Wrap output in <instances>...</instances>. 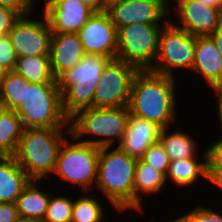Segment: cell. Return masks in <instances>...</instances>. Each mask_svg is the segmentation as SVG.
<instances>
[{
    "label": "cell",
    "mask_w": 222,
    "mask_h": 222,
    "mask_svg": "<svg viewBox=\"0 0 222 222\" xmlns=\"http://www.w3.org/2000/svg\"><path fill=\"white\" fill-rule=\"evenodd\" d=\"M94 12L81 0H57L43 14L52 33H78Z\"/></svg>",
    "instance_id": "9a60e30c"
},
{
    "label": "cell",
    "mask_w": 222,
    "mask_h": 222,
    "mask_svg": "<svg viewBox=\"0 0 222 222\" xmlns=\"http://www.w3.org/2000/svg\"><path fill=\"white\" fill-rule=\"evenodd\" d=\"M51 194L43 222H71L73 199L64 195Z\"/></svg>",
    "instance_id": "83f0119b"
},
{
    "label": "cell",
    "mask_w": 222,
    "mask_h": 222,
    "mask_svg": "<svg viewBox=\"0 0 222 222\" xmlns=\"http://www.w3.org/2000/svg\"><path fill=\"white\" fill-rule=\"evenodd\" d=\"M44 1V6H43V10H42V12L44 11V10H46L50 5H52L53 3H55L57 0H43ZM31 4H32V6L35 8V0H31Z\"/></svg>",
    "instance_id": "60d3db41"
},
{
    "label": "cell",
    "mask_w": 222,
    "mask_h": 222,
    "mask_svg": "<svg viewBox=\"0 0 222 222\" xmlns=\"http://www.w3.org/2000/svg\"><path fill=\"white\" fill-rule=\"evenodd\" d=\"M175 26L193 36H210L222 25V9L199 0H175Z\"/></svg>",
    "instance_id": "4fadbf2b"
},
{
    "label": "cell",
    "mask_w": 222,
    "mask_h": 222,
    "mask_svg": "<svg viewBox=\"0 0 222 222\" xmlns=\"http://www.w3.org/2000/svg\"><path fill=\"white\" fill-rule=\"evenodd\" d=\"M203 156L201 161L199 158H187L170 161L167 173L165 174L166 183H170L185 189L194 186L200 179L206 181L207 165H206V152H202ZM201 177V178H200ZM172 181V182H171Z\"/></svg>",
    "instance_id": "7402d4cb"
},
{
    "label": "cell",
    "mask_w": 222,
    "mask_h": 222,
    "mask_svg": "<svg viewBox=\"0 0 222 222\" xmlns=\"http://www.w3.org/2000/svg\"><path fill=\"white\" fill-rule=\"evenodd\" d=\"M210 36L215 41L217 48L222 56V25Z\"/></svg>",
    "instance_id": "f35d334b"
},
{
    "label": "cell",
    "mask_w": 222,
    "mask_h": 222,
    "mask_svg": "<svg viewBox=\"0 0 222 222\" xmlns=\"http://www.w3.org/2000/svg\"><path fill=\"white\" fill-rule=\"evenodd\" d=\"M166 186L165 175L142 159H137L134 178V211L145 212L142 203L143 196L157 194ZM143 194V195H142Z\"/></svg>",
    "instance_id": "ffe728a7"
},
{
    "label": "cell",
    "mask_w": 222,
    "mask_h": 222,
    "mask_svg": "<svg viewBox=\"0 0 222 222\" xmlns=\"http://www.w3.org/2000/svg\"><path fill=\"white\" fill-rule=\"evenodd\" d=\"M161 129L154 122L130 115L126 133L119 147L131 157L141 159L145 151L158 142Z\"/></svg>",
    "instance_id": "ac0fdd59"
},
{
    "label": "cell",
    "mask_w": 222,
    "mask_h": 222,
    "mask_svg": "<svg viewBox=\"0 0 222 222\" xmlns=\"http://www.w3.org/2000/svg\"><path fill=\"white\" fill-rule=\"evenodd\" d=\"M116 1H120V0H104L105 6H109L111 3L116 2Z\"/></svg>",
    "instance_id": "b9f144b4"
},
{
    "label": "cell",
    "mask_w": 222,
    "mask_h": 222,
    "mask_svg": "<svg viewBox=\"0 0 222 222\" xmlns=\"http://www.w3.org/2000/svg\"><path fill=\"white\" fill-rule=\"evenodd\" d=\"M62 143L52 174L88 192L95 186L100 148L77 140L71 134ZM71 139H73L71 141ZM90 189V190H89Z\"/></svg>",
    "instance_id": "52a82bcc"
},
{
    "label": "cell",
    "mask_w": 222,
    "mask_h": 222,
    "mask_svg": "<svg viewBox=\"0 0 222 222\" xmlns=\"http://www.w3.org/2000/svg\"><path fill=\"white\" fill-rule=\"evenodd\" d=\"M13 71L29 83L58 82L51 69L50 55L17 57Z\"/></svg>",
    "instance_id": "d4e9b609"
},
{
    "label": "cell",
    "mask_w": 222,
    "mask_h": 222,
    "mask_svg": "<svg viewBox=\"0 0 222 222\" xmlns=\"http://www.w3.org/2000/svg\"><path fill=\"white\" fill-rule=\"evenodd\" d=\"M26 128H70L58 82L25 85L24 102L15 110Z\"/></svg>",
    "instance_id": "5b68a950"
},
{
    "label": "cell",
    "mask_w": 222,
    "mask_h": 222,
    "mask_svg": "<svg viewBox=\"0 0 222 222\" xmlns=\"http://www.w3.org/2000/svg\"><path fill=\"white\" fill-rule=\"evenodd\" d=\"M216 211L200 204L170 222H222V214Z\"/></svg>",
    "instance_id": "f1b7e54d"
},
{
    "label": "cell",
    "mask_w": 222,
    "mask_h": 222,
    "mask_svg": "<svg viewBox=\"0 0 222 222\" xmlns=\"http://www.w3.org/2000/svg\"><path fill=\"white\" fill-rule=\"evenodd\" d=\"M32 14L21 16L9 31L8 37L17 57L50 55L52 30L45 15L32 19Z\"/></svg>",
    "instance_id": "7c38bea8"
},
{
    "label": "cell",
    "mask_w": 222,
    "mask_h": 222,
    "mask_svg": "<svg viewBox=\"0 0 222 222\" xmlns=\"http://www.w3.org/2000/svg\"><path fill=\"white\" fill-rule=\"evenodd\" d=\"M168 4H171L174 0H172V2H171V0H165Z\"/></svg>",
    "instance_id": "f6af8a7d"
},
{
    "label": "cell",
    "mask_w": 222,
    "mask_h": 222,
    "mask_svg": "<svg viewBox=\"0 0 222 222\" xmlns=\"http://www.w3.org/2000/svg\"><path fill=\"white\" fill-rule=\"evenodd\" d=\"M85 54L104 55L116 59L118 47L117 29L108 12H94L79 30Z\"/></svg>",
    "instance_id": "5bb4252c"
},
{
    "label": "cell",
    "mask_w": 222,
    "mask_h": 222,
    "mask_svg": "<svg viewBox=\"0 0 222 222\" xmlns=\"http://www.w3.org/2000/svg\"><path fill=\"white\" fill-rule=\"evenodd\" d=\"M175 77L150 70H139L134 77L130 101V115L154 122L162 129L178 123Z\"/></svg>",
    "instance_id": "6da1fadb"
},
{
    "label": "cell",
    "mask_w": 222,
    "mask_h": 222,
    "mask_svg": "<svg viewBox=\"0 0 222 222\" xmlns=\"http://www.w3.org/2000/svg\"><path fill=\"white\" fill-rule=\"evenodd\" d=\"M21 16L16 10L0 7V37L8 35Z\"/></svg>",
    "instance_id": "d6a6232c"
},
{
    "label": "cell",
    "mask_w": 222,
    "mask_h": 222,
    "mask_svg": "<svg viewBox=\"0 0 222 222\" xmlns=\"http://www.w3.org/2000/svg\"><path fill=\"white\" fill-rule=\"evenodd\" d=\"M99 201L88 192H82L80 198L73 199L71 222H105V207Z\"/></svg>",
    "instance_id": "4316f807"
},
{
    "label": "cell",
    "mask_w": 222,
    "mask_h": 222,
    "mask_svg": "<svg viewBox=\"0 0 222 222\" xmlns=\"http://www.w3.org/2000/svg\"><path fill=\"white\" fill-rule=\"evenodd\" d=\"M139 69L122 60L112 59L103 68L94 92L93 107L118 108L128 106L134 77Z\"/></svg>",
    "instance_id": "30bf717a"
},
{
    "label": "cell",
    "mask_w": 222,
    "mask_h": 222,
    "mask_svg": "<svg viewBox=\"0 0 222 222\" xmlns=\"http://www.w3.org/2000/svg\"><path fill=\"white\" fill-rule=\"evenodd\" d=\"M191 71L203 77L209 89L222 88V56L211 36L197 37Z\"/></svg>",
    "instance_id": "2e32d148"
},
{
    "label": "cell",
    "mask_w": 222,
    "mask_h": 222,
    "mask_svg": "<svg viewBox=\"0 0 222 222\" xmlns=\"http://www.w3.org/2000/svg\"><path fill=\"white\" fill-rule=\"evenodd\" d=\"M211 91H214L217 96L216 97L217 102L215 104H216L217 112H218L217 116H218L219 122L221 123L220 125L222 129V88H215V89H212Z\"/></svg>",
    "instance_id": "74e56055"
},
{
    "label": "cell",
    "mask_w": 222,
    "mask_h": 222,
    "mask_svg": "<svg viewBox=\"0 0 222 222\" xmlns=\"http://www.w3.org/2000/svg\"><path fill=\"white\" fill-rule=\"evenodd\" d=\"M110 60L104 55L85 54L78 64L57 79L68 118L81 109L93 107L94 92Z\"/></svg>",
    "instance_id": "8992f818"
},
{
    "label": "cell",
    "mask_w": 222,
    "mask_h": 222,
    "mask_svg": "<svg viewBox=\"0 0 222 222\" xmlns=\"http://www.w3.org/2000/svg\"><path fill=\"white\" fill-rule=\"evenodd\" d=\"M149 222H157V220L155 221L154 219H149Z\"/></svg>",
    "instance_id": "bcb514c9"
},
{
    "label": "cell",
    "mask_w": 222,
    "mask_h": 222,
    "mask_svg": "<svg viewBox=\"0 0 222 222\" xmlns=\"http://www.w3.org/2000/svg\"><path fill=\"white\" fill-rule=\"evenodd\" d=\"M199 1L206 5L222 9V0H199Z\"/></svg>",
    "instance_id": "ab89813d"
},
{
    "label": "cell",
    "mask_w": 222,
    "mask_h": 222,
    "mask_svg": "<svg viewBox=\"0 0 222 222\" xmlns=\"http://www.w3.org/2000/svg\"><path fill=\"white\" fill-rule=\"evenodd\" d=\"M66 135L69 137L70 128H26L14 158L32 180L52 178Z\"/></svg>",
    "instance_id": "3957f363"
},
{
    "label": "cell",
    "mask_w": 222,
    "mask_h": 222,
    "mask_svg": "<svg viewBox=\"0 0 222 222\" xmlns=\"http://www.w3.org/2000/svg\"><path fill=\"white\" fill-rule=\"evenodd\" d=\"M31 180L14 156H0V203H16Z\"/></svg>",
    "instance_id": "d6986e66"
},
{
    "label": "cell",
    "mask_w": 222,
    "mask_h": 222,
    "mask_svg": "<svg viewBox=\"0 0 222 222\" xmlns=\"http://www.w3.org/2000/svg\"><path fill=\"white\" fill-rule=\"evenodd\" d=\"M5 71L0 67V81L3 79Z\"/></svg>",
    "instance_id": "7bdbcfd3"
},
{
    "label": "cell",
    "mask_w": 222,
    "mask_h": 222,
    "mask_svg": "<svg viewBox=\"0 0 222 222\" xmlns=\"http://www.w3.org/2000/svg\"><path fill=\"white\" fill-rule=\"evenodd\" d=\"M170 19L159 35L158 53L150 71L176 78V70H192L197 36L175 26ZM175 75V76H174Z\"/></svg>",
    "instance_id": "ba28073f"
},
{
    "label": "cell",
    "mask_w": 222,
    "mask_h": 222,
    "mask_svg": "<svg viewBox=\"0 0 222 222\" xmlns=\"http://www.w3.org/2000/svg\"><path fill=\"white\" fill-rule=\"evenodd\" d=\"M41 182L42 180H31L17 198L16 206L20 219L43 222L52 193L40 189Z\"/></svg>",
    "instance_id": "44dd1931"
},
{
    "label": "cell",
    "mask_w": 222,
    "mask_h": 222,
    "mask_svg": "<svg viewBox=\"0 0 222 222\" xmlns=\"http://www.w3.org/2000/svg\"><path fill=\"white\" fill-rule=\"evenodd\" d=\"M0 7L16 10L22 16L32 14L35 10L31 4V0H0Z\"/></svg>",
    "instance_id": "836d02e7"
},
{
    "label": "cell",
    "mask_w": 222,
    "mask_h": 222,
    "mask_svg": "<svg viewBox=\"0 0 222 222\" xmlns=\"http://www.w3.org/2000/svg\"><path fill=\"white\" fill-rule=\"evenodd\" d=\"M25 85L29 82L14 71H5L0 81V107L16 110L24 102Z\"/></svg>",
    "instance_id": "484cf974"
},
{
    "label": "cell",
    "mask_w": 222,
    "mask_h": 222,
    "mask_svg": "<svg viewBox=\"0 0 222 222\" xmlns=\"http://www.w3.org/2000/svg\"><path fill=\"white\" fill-rule=\"evenodd\" d=\"M207 170H222V136L205 149Z\"/></svg>",
    "instance_id": "1f68e13d"
},
{
    "label": "cell",
    "mask_w": 222,
    "mask_h": 222,
    "mask_svg": "<svg viewBox=\"0 0 222 222\" xmlns=\"http://www.w3.org/2000/svg\"><path fill=\"white\" fill-rule=\"evenodd\" d=\"M16 222H36V221H33V220H25V219H19L18 221Z\"/></svg>",
    "instance_id": "ee69618b"
},
{
    "label": "cell",
    "mask_w": 222,
    "mask_h": 222,
    "mask_svg": "<svg viewBox=\"0 0 222 222\" xmlns=\"http://www.w3.org/2000/svg\"><path fill=\"white\" fill-rule=\"evenodd\" d=\"M17 55L8 35L0 37V67L4 71H13Z\"/></svg>",
    "instance_id": "4dcf8cb0"
},
{
    "label": "cell",
    "mask_w": 222,
    "mask_h": 222,
    "mask_svg": "<svg viewBox=\"0 0 222 222\" xmlns=\"http://www.w3.org/2000/svg\"><path fill=\"white\" fill-rule=\"evenodd\" d=\"M206 181L222 191V170H207Z\"/></svg>",
    "instance_id": "d590c367"
},
{
    "label": "cell",
    "mask_w": 222,
    "mask_h": 222,
    "mask_svg": "<svg viewBox=\"0 0 222 222\" xmlns=\"http://www.w3.org/2000/svg\"><path fill=\"white\" fill-rule=\"evenodd\" d=\"M24 127L15 110L0 107V156H14Z\"/></svg>",
    "instance_id": "cb8c5ba5"
},
{
    "label": "cell",
    "mask_w": 222,
    "mask_h": 222,
    "mask_svg": "<svg viewBox=\"0 0 222 222\" xmlns=\"http://www.w3.org/2000/svg\"><path fill=\"white\" fill-rule=\"evenodd\" d=\"M165 0H120L107 6L106 11L118 30L131 24H163L172 11Z\"/></svg>",
    "instance_id": "8fae6325"
},
{
    "label": "cell",
    "mask_w": 222,
    "mask_h": 222,
    "mask_svg": "<svg viewBox=\"0 0 222 222\" xmlns=\"http://www.w3.org/2000/svg\"><path fill=\"white\" fill-rule=\"evenodd\" d=\"M141 159L148 165H151L158 171H161L164 175L167 173L168 167L170 165L169 156L159 141L152 144L145 151Z\"/></svg>",
    "instance_id": "f546056e"
},
{
    "label": "cell",
    "mask_w": 222,
    "mask_h": 222,
    "mask_svg": "<svg viewBox=\"0 0 222 222\" xmlns=\"http://www.w3.org/2000/svg\"><path fill=\"white\" fill-rule=\"evenodd\" d=\"M19 219L16 203H0V222H16Z\"/></svg>",
    "instance_id": "e575fe53"
},
{
    "label": "cell",
    "mask_w": 222,
    "mask_h": 222,
    "mask_svg": "<svg viewBox=\"0 0 222 222\" xmlns=\"http://www.w3.org/2000/svg\"><path fill=\"white\" fill-rule=\"evenodd\" d=\"M129 117L128 106L81 109L69 118L70 134L81 142L99 148L119 146L126 133ZM84 136L87 139H83ZM88 136H91L90 139Z\"/></svg>",
    "instance_id": "277c9868"
},
{
    "label": "cell",
    "mask_w": 222,
    "mask_h": 222,
    "mask_svg": "<svg viewBox=\"0 0 222 222\" xmlns=\"http://www.w3.org/2000/svg\"><path fill=\"white\" fill-rule=\"evenodd\" d=\"M84 55L78 33H52L50 64L56 79L78 64Z\"/></svg>",
    "instance_id": "e0dca14e"
},
{
    "label": "cell",
    "mask_w": 222,
    "mask_h": 222,
    "mask_svg": "<svg viewBox=\"0 0 222 222\" xmlns=\"http://www.w3.org/2000/svg\"><path fill=\"white\" fill-rule=\"evenodd\" d=\"M170 127L161 129L159 142L163 146V149L168 154L170 161L187 158H197L201 156L197 139L191 137V134L183 132V130H175L170 132Z\"/></svg>",
    "instance_id": "603a6c76"
},
{
    "label": "cell",
    "mask_w": 222,
    "mask_h": 222,
    "mask_svg": "<svg viewBox=\"0 0 222 222\" xmlns=\"http://www.w3.org/2000/svg\"><path fill=\"white\" fill-rule=\"evenodd\" d=\"M163 26L136 23L119 28L116 59L132 64L139 70H150L157 57Z\"/></svg>",
    "instance_id": "9c48e42d"
},
{
    "label": "cell",
    "mask_w": 222,
    "mask_h": 222,
    "mask_svg": "<svg viewBox=\"0 0 222 222\" xmlns=\"http://www.w3.org/2000/svg\"><path fill=\"white\" fill-rule=\"evenodd\" d=\"M84 4L88 5L95 12L105 11L107 7L105 6L104 0H81Z\"/></svg>",
    "instance_id": "8d00e7d4"
},
{
    "label": "cell",
    "mask_w": 222,
    "mask_h": 222,
    "mask_svg": "<svg viewBox=\"0 0 222 222\" xmlns=\"http://www.w3.org/2000/svg\"><path fill=\"white\" fill-rule=\"evenodd\" d=\"M136 163L119 146L100 148L95 185L118 212L134 210Z\"/></svg>",
    "instance_id": "7a4b0ae2"
}]
</instances>
